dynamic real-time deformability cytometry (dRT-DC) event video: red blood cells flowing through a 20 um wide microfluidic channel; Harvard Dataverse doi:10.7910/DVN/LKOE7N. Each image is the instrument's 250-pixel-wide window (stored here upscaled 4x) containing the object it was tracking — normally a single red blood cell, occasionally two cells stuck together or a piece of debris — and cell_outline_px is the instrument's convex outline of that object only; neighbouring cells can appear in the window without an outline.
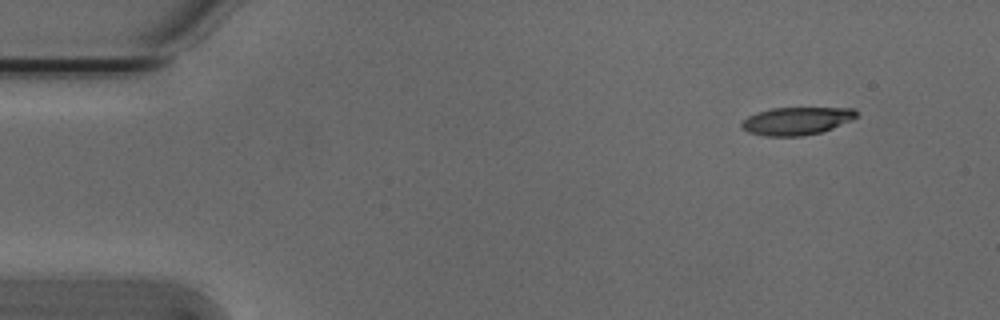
{"species": "Egyptian fruit bat (a non-hibernating species)", "species_latin": "Rousettus aegyptiacus", "temperature_condition": "cold", "stored_images_in_passage": 9, "camera_frame_rate_fps": 3000, "um_per_image_px": 0.085, "animal": {"sex": "male"}, "frame": {"image": 1, "passage_image": 1, "time_ms": 0.0, "image_size_px": [1000, 320], "cell_outline_px": [[856, 116], [852, 120], [832, 128], [820, 132], [800, 136], [764, 136], [748, 132], [740, 124], [748, 116], [756, 112], [772, 108], [856, 108]], "centroid_in_image_um": [67.7, 10.27], "position_along_channel_um": 17.3, "area_um2": 18.44}}